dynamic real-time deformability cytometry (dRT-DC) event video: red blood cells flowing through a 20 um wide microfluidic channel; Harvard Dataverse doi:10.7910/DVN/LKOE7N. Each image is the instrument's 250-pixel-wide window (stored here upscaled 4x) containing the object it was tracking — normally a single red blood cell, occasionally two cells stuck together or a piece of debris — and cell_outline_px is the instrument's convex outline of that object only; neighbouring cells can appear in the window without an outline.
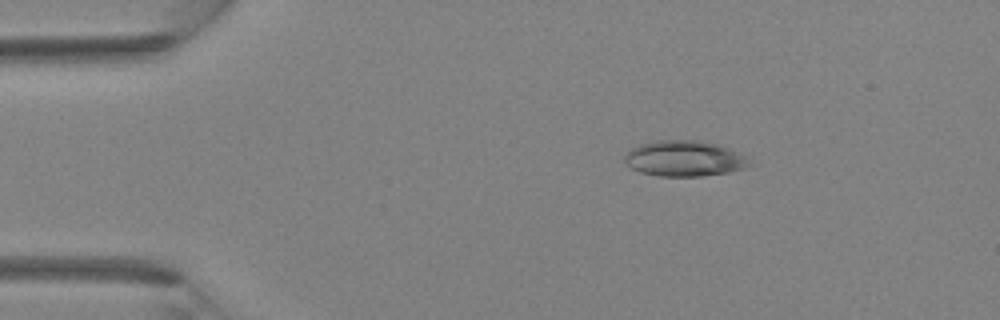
{"species": "Egyptian fruit bat (a non-hibernating species)", "species_latin": "Rousettus aegyptiacus", "temperature_condition": "room temperature", "stored_images_in_passage": 4, "camera_frame_rate_fps": 3000, "um_per_image_px": 0.085, "animal": {"sex": "female"}, "frame": {"image": 1, "passage_image": 2, "time_ms": 0.333, "image_size_px": [1000, 320], "cell_outline_px": [[756, 164], [744, 168], [728, 172], [704, 176], [660, 176], [640, 172], [624, 164], [624, 156], [632, 148], [640, 144], [656, 140], [700, 140], [716, 144], [728, 148], [744, 156]], "centroid_in_image_um": [58.17, 13.48], "position_along_channel_um": 26.8, "area_um2": 26.07}}
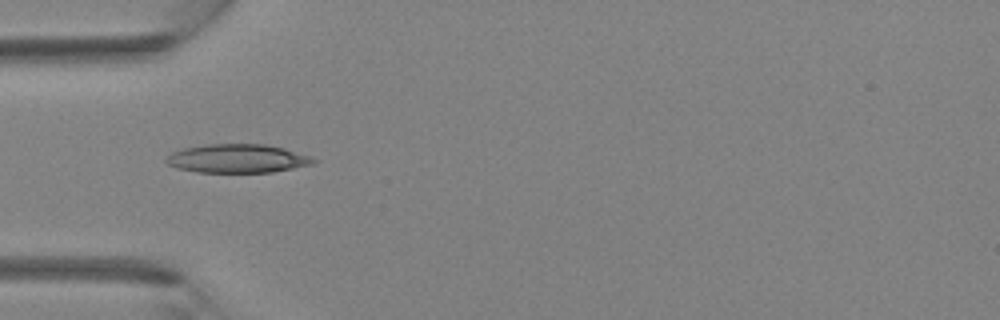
{"frame": {"image": 2, "passage_image": 4, "time_ms": 1.0, "image_size_px": [1000, 320], "cell_outline_px": [[320, 160], [312, 164], [272, 172], [196, 172], [176, 168], [168, 164], [164, 160], [172, 152], [184, 148], [208, 144], [264, 144], [284, 148], [312, 156]], "centroid_in_image_um": [20.2, 13.47], "position_along_channel_um": 64.8, "area_um2": 24.62}}